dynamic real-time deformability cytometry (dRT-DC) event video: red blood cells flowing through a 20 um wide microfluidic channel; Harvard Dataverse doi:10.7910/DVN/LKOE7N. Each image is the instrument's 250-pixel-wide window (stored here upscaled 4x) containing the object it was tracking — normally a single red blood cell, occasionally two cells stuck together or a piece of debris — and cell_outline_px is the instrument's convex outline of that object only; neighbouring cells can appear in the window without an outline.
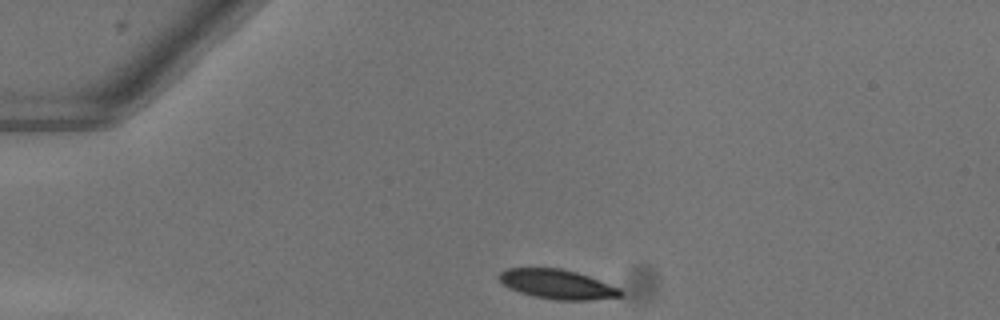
{"species": "common noctule bat (a hibernating species)", "species_latin": "Nyctalus noctula", "temperature_condition": "warm", "stored_images_in_passage": 41, "camera_frame_rate_fps": 3000, "um_per_image_px": 0.085, "animal": {"sex": "female"}, "frame": {"image": 1, "passage_image": 1, "time_ms": 0.0, "image_size_px": [1000, 320], "cell_outline_px": [[620, 296], [588, 300], [556, 300], [532, 296], [508, 288], [500, 280], [500, 272], [508, 268], [560, 268], [576, 272], [588, 276], [620, 288]], "centroid_in_image_um": [47.34, 24.16], "position_along_channel_um": 37.7, "area_um2": 20.52}}
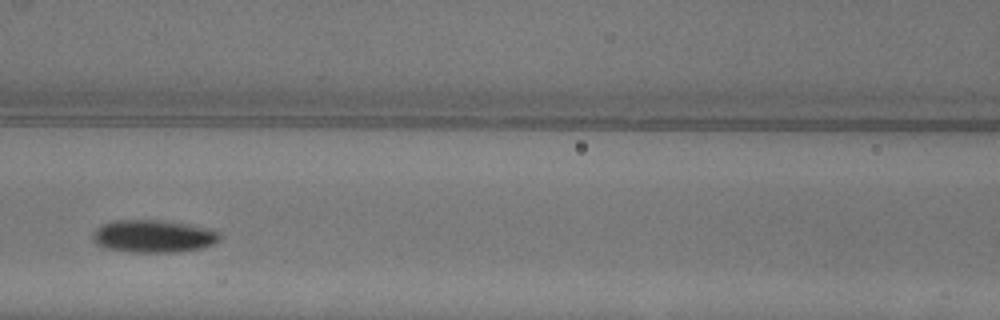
{"frame": {"image": 2, "passage_image": 13, "time_ms": 4.0, "image_size_px": [1000, 320], "cell_outline_px": [[220, 240], [212, 244], [200, 248], [176, 252], [132, 252], [104, 248], [96, 244], [92, 240], [92, 232], [100, 224], [116, 220], [172, 220], [212, 228], [220, 232]], "centroid_in_image_um": [13.04, 20.06], "position_along_channel_um": 153.6, "area_um2": 24.68}}
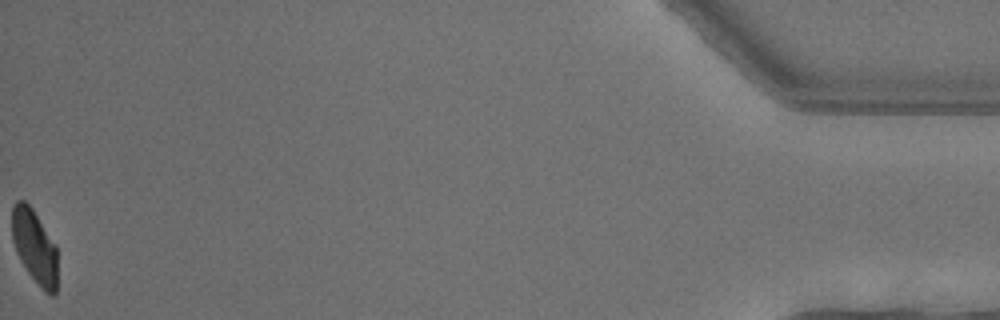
{"frame": {"image": 3, "passage_image": 41, "time_ms": 13.333, "image_size_px": [1000, 320], "cell_outline_px": [[56, 296], [52, 296], [44, 292], [40, 288], [28, 272], [20, 260], [16, 252], [12, 240], [12, 204], [16, 200], [24, 200], [32, 208], [56, 244]], "centroid_in_image_um": [2.93, 20.96], "position_along_channel_um": 432.3, "area_um2": 19.71}, "authors_computed_cell_mechanics": {"area_um2": 22.7732, "velocity_mm_per_s": 4.0399, "shape_relaxation_time_tau1_ms": 2.8623, "shape_relaxation_time_tau2_ms": null, "deformation_change_tau1": 0.1208, "deformation_change_tau2": null}}